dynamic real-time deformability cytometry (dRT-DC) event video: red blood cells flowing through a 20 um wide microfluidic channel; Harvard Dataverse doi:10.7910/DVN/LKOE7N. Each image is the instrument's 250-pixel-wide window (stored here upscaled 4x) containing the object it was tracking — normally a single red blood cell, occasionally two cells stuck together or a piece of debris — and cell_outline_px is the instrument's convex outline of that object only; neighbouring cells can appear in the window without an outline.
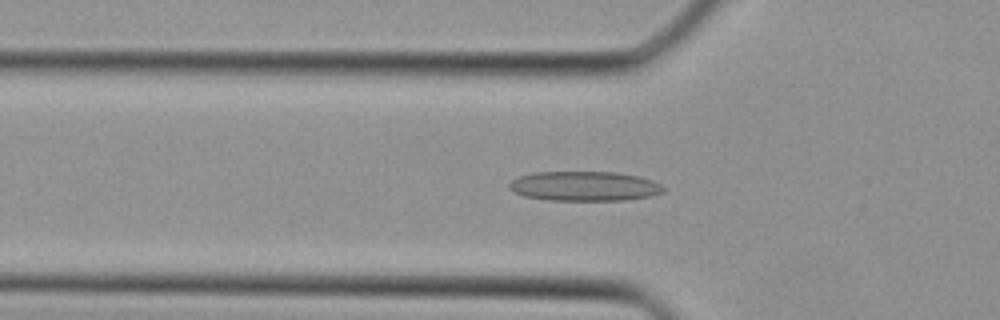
{"species": "Egyptian fruit bat (a non-hibernating species)", "species_latin": "Rousettus aegyptiacus", "temperature_condition": "cold", "stored_images_in_passage": 39, "camera_frame_rate_fps": 3000, "um_per_image_px": 0.085, "animal": {"sex": "female"}, "frame": {"image": 1, "passage_image": 12, "time_ms": 3.667, "image_size_px": [1000, 320], "cell_outline_px": [[664, 192], [652, 196], [624, 200], [548, 200], [524, 196], [512, 192], [508, 188], [508, 184], [512, 180], [520, 176], [532, 172], [616, 172], [640, 176], [652, 180], [660, 184], [664, 188]], "centroid_in_image_um": [49.66, 15.82], "position_along_channel_um": 76.1, "area_um2": 26.82}}
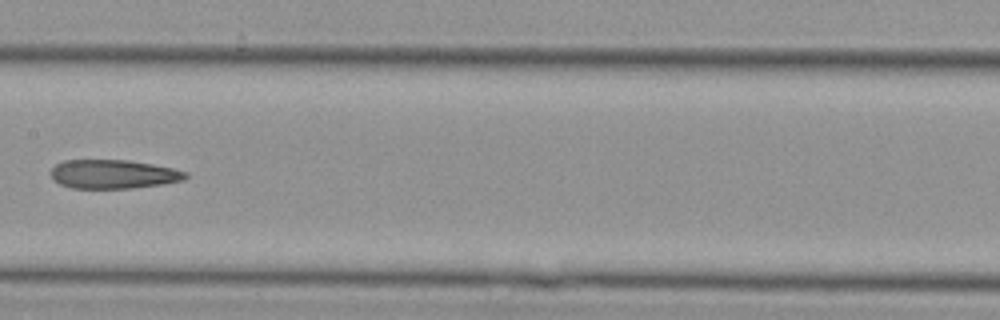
{"frame": {"image": 2, "passage_image": 19, "time_ms": 6.0, "image_size_px": [1000, 320], "cell_outline_px": [[188, 176], [184, 180], [160, 184], [132, 188], [72, 188], [60, 184], [52, 180], [52, 168], [56, 164], [64, 160], [128, 160], [152, 164], [172, 168], [188, 172]], "centroid_in_image_um": [9.63, 14.8], "position_along_channel_um": 197.8, "area_um2": 22.6}}
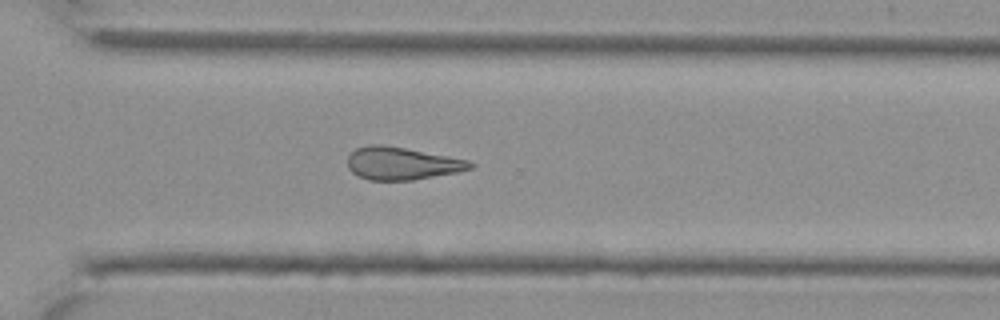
{"frame": {"image": 3, "passage_image": 27, "time_ms": 8.667, "image_size_px": [1000, 320], "cell_outline_px": [[476, 164], [472, 168], [456, 172], [412, 180], [368, 180], [352, 172], [348, 168], [348, 156], [356, 148], [368, 144], [380, 144], [404, 148], [468, 160]], "centroid_in_image_um": [34.13, 13.89], "position_along_channel_um": 336.5, "area_um2": 23.06}}